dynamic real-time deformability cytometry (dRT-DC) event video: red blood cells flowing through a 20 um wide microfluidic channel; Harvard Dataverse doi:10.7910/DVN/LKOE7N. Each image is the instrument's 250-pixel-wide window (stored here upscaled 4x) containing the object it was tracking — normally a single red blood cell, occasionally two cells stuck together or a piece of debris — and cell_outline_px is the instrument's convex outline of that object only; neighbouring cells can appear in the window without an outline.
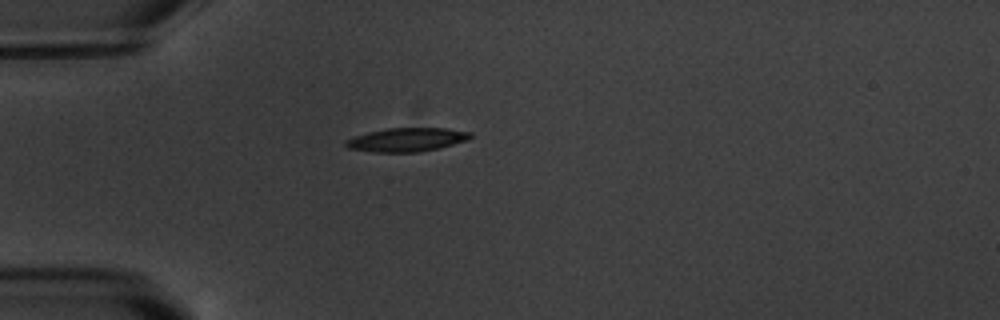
{"species": "common noctule bat (a hibernating species)", "species_latin": "Nyctalus noctula", "temperature_condition": "warm", "stored_images_in_passage": 6, "camera_frame_rate_fps": 3000, "um_per_image_px": 0.085, "animal": {"sex": "male", "body_mass_g": 20.1, "forearm_length_mm": 53.5}, "frame": {"image": 1, "passage_image": 6, "time_ms": 6.0, "image_size_px": [1000, 320], "cell_outline_px": [[472, 136], [464, 140], [452, 144], [420, 152], [372, 152], [348, 148], [344, 144], [344, 140], [368, 132], [388, 128], [444, 128], [472, 132]], "centroid_in_image_um": [34.52, 11.87], "position_along_channel_um": 50.5, "area_um2": 16.99}}